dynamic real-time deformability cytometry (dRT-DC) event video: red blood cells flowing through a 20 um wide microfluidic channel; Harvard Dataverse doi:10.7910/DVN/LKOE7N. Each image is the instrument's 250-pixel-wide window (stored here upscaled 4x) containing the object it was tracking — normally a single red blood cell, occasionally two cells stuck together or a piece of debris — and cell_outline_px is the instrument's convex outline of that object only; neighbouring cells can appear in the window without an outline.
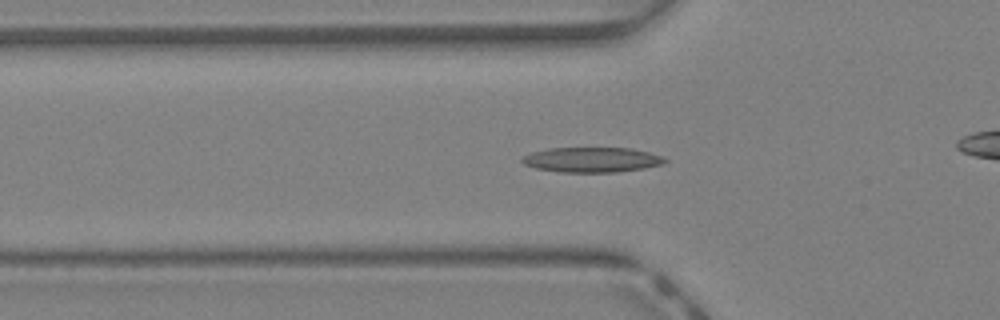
{"species": "Egyptian fruit bat (a non-hibernating species)", "species_latin": "Rousettus aegyptiacus", "temperature_condition": "warm", "stored_images_in_passage": 43, "camera_frame_rate_fps": 3000, "um_per_image_px": 0.085, "animal": {"sex": "female"}, "frame": {"image": 1, "passage_image": 14, "time_ms": 4.333, "image_size_px": [1000, 320], "cell_outline_px": [[668, 160], [664, 164], [644, 168], [616, 172], [560, 172], [536, 168], [524, 164], [520, 160], [520, 156], [532, 152], [548, 148], [632, 148], [664, 156]], "centroid_in_image_um": [50.31, 13.57], "position_along_channel_um": 75.5, "area_um2": 20.98}}
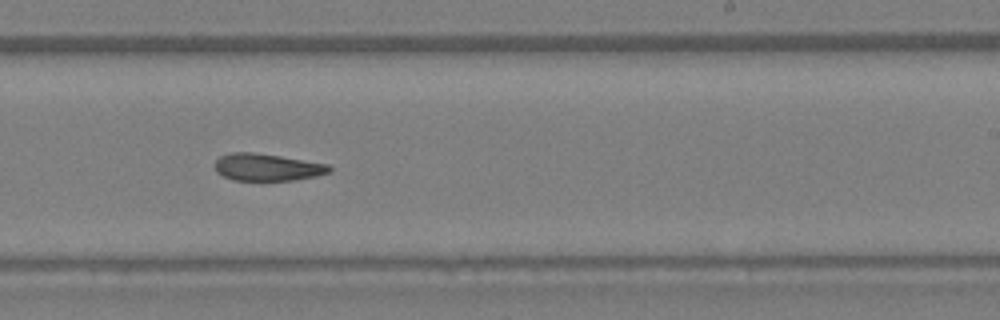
{"frame": {"image": 2, "passage_image": 26, "time_ms": 8.333, "image_size_px": [1000, 320], "cell_outline_px": [[332, 172], [316, 176], [296, 180], [232, 180], [216, 172], [216, 160], [220, 156], [228, 152], [252, 152], [280, 156], [328, 164], [332, 168]], "centroid_in_image_um": [22.72, 14.21], "position_along_channel_um": 266.3, "area_um2": 18.15}}
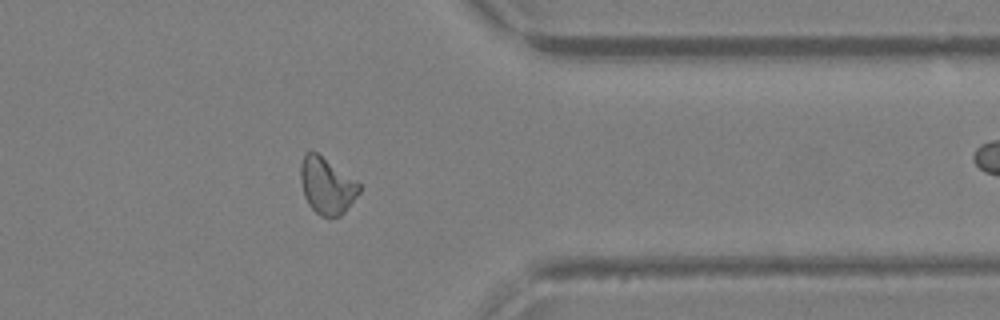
{"frame": {"image": 3, "passage_image": 34, "time_ms": 11.0, "image_size_px": [1000, 320], "cell_outline_px": [[360, 192], [344, 212], [340, 216], [328, 220], [320, 216], [308, 204], [304, 196], [300, 180], [300, 164], [304, 152], [316, 152], [360, 184]], "centroid_in_image_um": [27.74, 15.83], "position_along_channel_um": 383.7, "area_um2": 19.31}, "authors_computed_cell_mechanics": {"area_um2": 19.4786, "velocity_mm_per_s": 4.7695, "shape_relaxation_time_tau1_ms": 9.7341, "shape_relaxation_time_tau2_ms": 5.347, "deformation_change_tau1": 0.2541, "deformation_change_tau2": 0.1464}}